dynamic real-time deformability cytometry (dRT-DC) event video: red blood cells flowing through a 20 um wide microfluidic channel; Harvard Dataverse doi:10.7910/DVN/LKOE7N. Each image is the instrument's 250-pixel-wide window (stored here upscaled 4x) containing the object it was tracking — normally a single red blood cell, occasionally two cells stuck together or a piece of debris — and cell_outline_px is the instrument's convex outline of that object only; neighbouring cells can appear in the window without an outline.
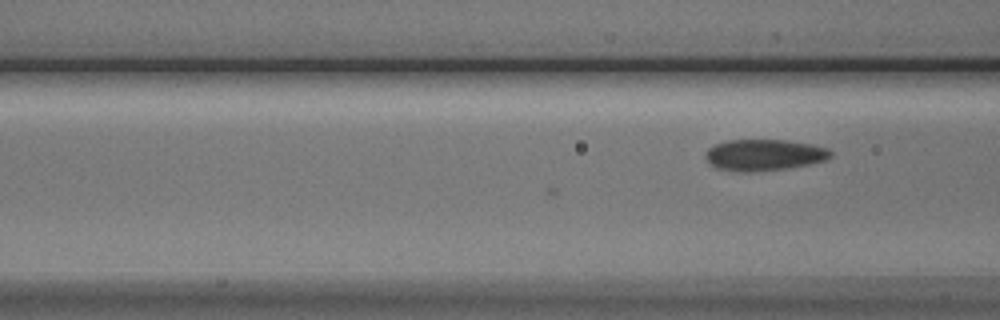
{"species": "Egyptian fruit bat (a non-hibernating species)", "species_latin": "Rousettus aegyptiacus", "temperature_condition": "cold", "stored_images_in_passage": 5, "camera_frame_rate_fps": 3000, "um_per_image_px": 0.085, "animal": {"sex": "male"}, "frame": {"image": 1, "passage_image": 5, "time_ms": 1.333, "image_size_px": [1000, 320], "cell_outline_px": [[832, 156], [824, 160], [808, 164], [784, 168], [752, 172], [716, 168], [704, 156], [708, 148], [716, 144], [728, 140], [784, 140], [812, 144], [828, 148], [832, 152]], "centroid_in_image_um": [64.96, 13.15], "position_along_channel_um": 101.6, "area_um2": 22.48}}